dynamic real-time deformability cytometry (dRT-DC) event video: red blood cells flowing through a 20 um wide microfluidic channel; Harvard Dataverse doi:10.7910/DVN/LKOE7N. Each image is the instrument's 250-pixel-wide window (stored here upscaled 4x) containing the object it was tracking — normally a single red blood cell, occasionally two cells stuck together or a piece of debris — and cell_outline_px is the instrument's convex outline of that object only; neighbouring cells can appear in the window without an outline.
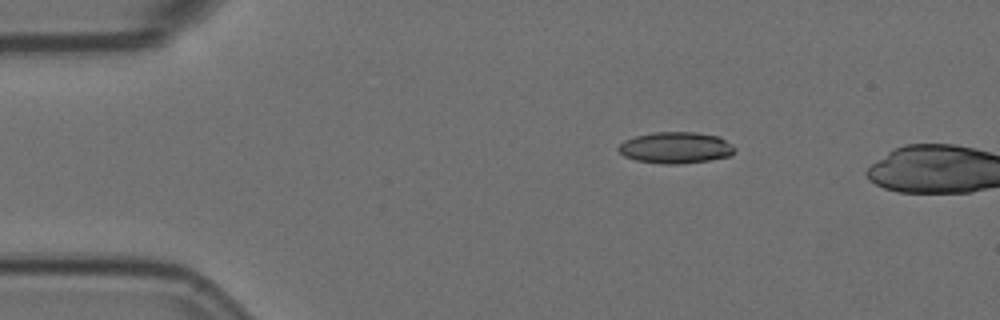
{"species": "Egyptian fruit bat (a non-hibernating species)", "species_latin": "Rousettus aegyptiacus", "temperature_condition": "room temperature", "stored_images_in_passage": 2, "camera_frame_rate_fps": 3000, "um_per_image_px": 0.085, "animal": {"sex": "female"}, "frame": {"image": 1, "passage_image": 1, "time_ms": 0.0, "image_size_px": [1000, 320], "cell_outline_px": [[736, 148], [732, 156], [708, 160], [680, 164], [664, 164], [636, 160], [624, 156], [616, 148], [624, 140], [636, 136], [656, 132], [696, 132], [720, 136], [732, 144]], "centroid_in_image_um": [57.46, 12.55], "position_along_channel_um": 27.5, "area_um2": 21.39}}